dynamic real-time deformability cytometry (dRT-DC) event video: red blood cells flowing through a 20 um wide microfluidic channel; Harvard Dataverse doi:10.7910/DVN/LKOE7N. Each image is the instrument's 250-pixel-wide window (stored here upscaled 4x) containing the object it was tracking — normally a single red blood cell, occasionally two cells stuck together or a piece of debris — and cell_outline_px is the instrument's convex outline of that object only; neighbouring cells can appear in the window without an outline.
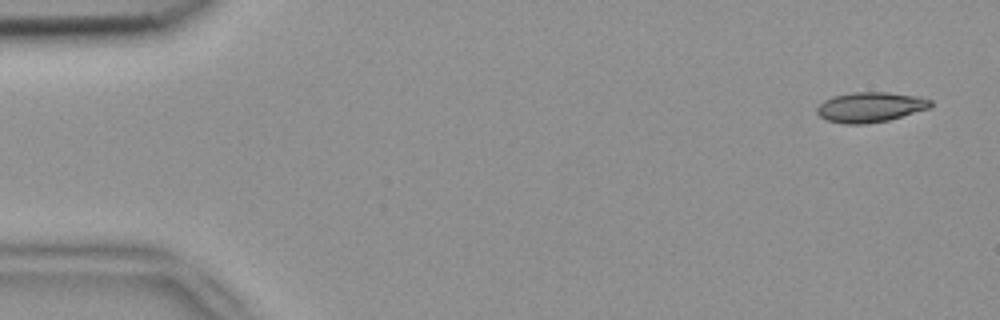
{"species": "common noctule bat (a hibernating species)", "species_latin": "Nyctalus noctula", "temperature_condition": "room temperature", "stored_images_in_passage": 7, "camera_frame_rate_fps": 3000, "um_per_image_px": 0.085, "animal": {"sex": "female", "body_mass_g": 18.4}, "frame": {"image": 1, "passage_image": 1, "time_ms": 0.0, "image_size_px": [1000, 320], "cell_outline_px": [[932, 108], [888, 120], [864, 124], [844, 124], [828, 120], [820, 116], [816, 112], [816, 108], [824, 100], [832, 96], [852, 92], [888, 92], [920, 96], [932, 100]], "centroid_in_image_um": [74.01, 9.09], "position_along_channel_um": 11.0, "area_um2": 20.11}}
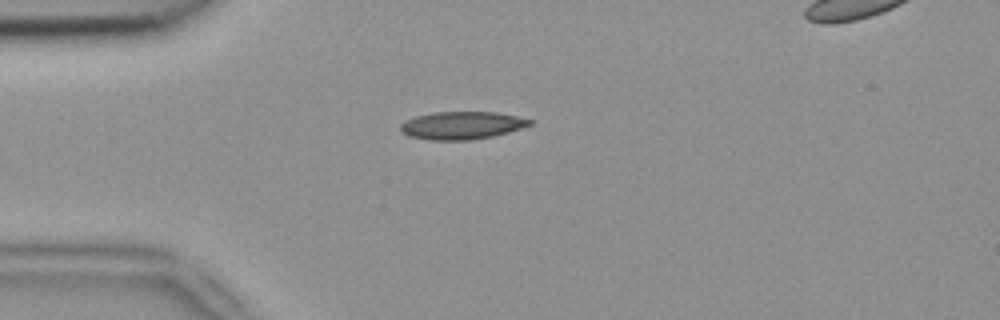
{"frame": {"image": 2, "passage_image": 4, "time_ms": 1.0, "image_size_px": [1000, 320], "cell_outline_px": [[532, 124], [508, 132], [492, 136], [472, 140], [428, 140], [408, 136], [400, 132], [400, 124], [416, 116], [432, 112], [496, 112], [516, 116], [532, 120]], "centroid_in_image_um": [39.22, 10.66], "position_along_channel_um": 45.8, "area_um2": 20.87}}